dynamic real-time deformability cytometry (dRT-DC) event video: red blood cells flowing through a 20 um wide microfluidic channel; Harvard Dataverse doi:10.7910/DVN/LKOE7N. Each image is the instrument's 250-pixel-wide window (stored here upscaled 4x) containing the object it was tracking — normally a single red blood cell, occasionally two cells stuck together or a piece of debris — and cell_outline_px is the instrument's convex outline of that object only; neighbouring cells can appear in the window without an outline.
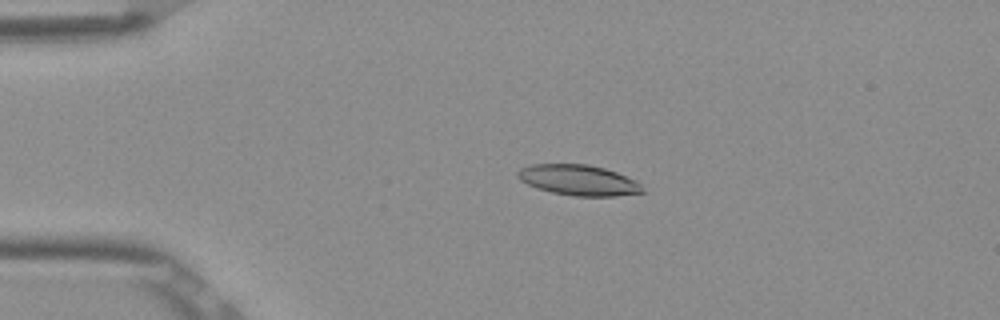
{"species": "Egyptian fruit bat (a non-hibernating species)", "species_latin": "Rousettus aegyptiacus", "temperature_condition": "room temperature", "stored_images_in_passage": 53, "camera_frame_rate_fps": 3000, "um_per_image_px": 0.085, "frame": {"image": 1, "passage_image": 12, "time_ms": 3.667, "image_size_px": [1000, 320], "cell_outline_px": [[644, 192], [616, 196], [576, 196], [552, 192], [536, 188], [520, 180], [516, 176], [516, 172], [520, 168], [532, 164], [588, 164], [604, 168], [616, 172], [636, 180], [644, 188]], "centroid_in_image_um": [49.17, 15.31], "position_along_channel_um": 35.8, "area_um2": 22.25}}
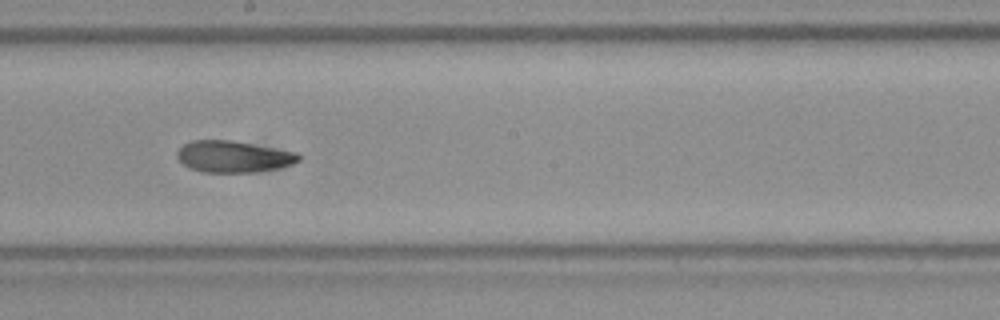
{"frame": {"image": 2, "passage_image": 30, "time_ms": 9.667, "image_size_px": [1000, 320], "cell_outline_px": [[304, 156], [300, 160], [292, 164], [276, 168], [252, 172], [204, 172], [192, 168], [184, 164], [176, 156], [176, 152], [184, 144], [192, 140], [232, 140], [296, 152]], "centroid_in_image_um": [19.86, 13.3], "position_along_channel_um": 228.3, "area_um2": 22.2}}
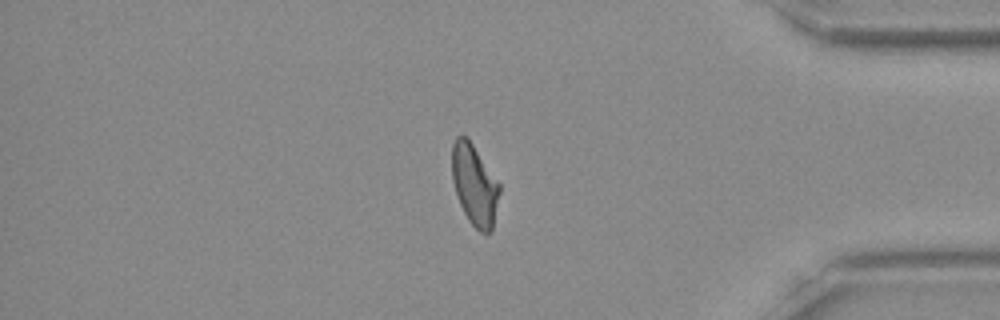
{"frame": {"image": 3, "passage_image": 45, "time_ms": 14.667, "image_size_px": [1000, 320], "cell_outline_px": [[500, 192], [492, 232], [480, 232], [468, 220], [460, 204], [452, 180], [452, 144], [456, 136], [464, 136], [472, 144], [500, 184]], "centroid_in_image_um": [40.34, 15.74], "position_along_channel_um": 394.9, "area_um2": 22.14}, "authors_computed_cell_mechanics": {"area_um2": 22.4264, "velocity_mm_per_s": 3.8868, "shape_relaxation_time_tau1_ms": 8.9613, "shape_relaxation_time_tau2_ms": 2.9581, "deformation_change_tau1": 0.2468, "deformation_change_tau2": 0.0884}}